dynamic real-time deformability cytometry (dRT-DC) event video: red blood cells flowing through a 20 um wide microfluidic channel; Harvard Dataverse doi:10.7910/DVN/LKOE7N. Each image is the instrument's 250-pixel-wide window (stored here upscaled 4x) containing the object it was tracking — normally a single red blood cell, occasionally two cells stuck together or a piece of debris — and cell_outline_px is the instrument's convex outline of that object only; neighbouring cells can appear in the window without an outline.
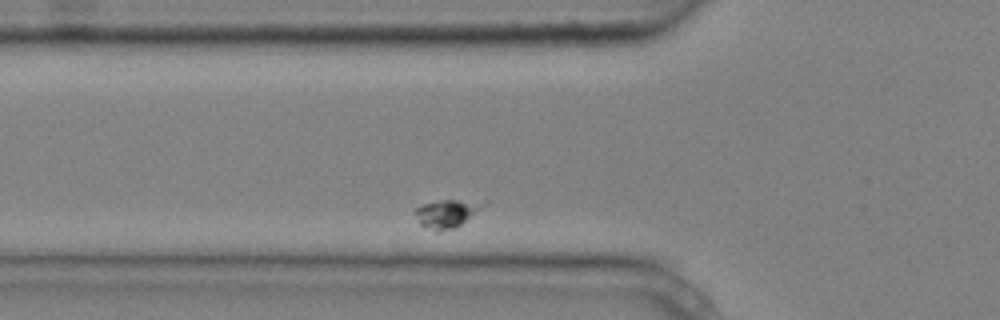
{"species": "common noctule bat (a hibernating species)", "species_latin": "Nyctalus noctula", "temperature_condition": "cold", "stored_images_in_passage": 6, "camera_frame_rate_fps": 3000, "um_per_image_px": 0.085, "animal": {"sex": "male", "body_mass_g": 20.4}, "frame": {"image": 1, "passage_image": 2, "time_ms": 0.333, "image_size_px": [1000, 320], "cell_outline_px": [[488, 204], [456, 228], [440, 232], [436, 232], [420, 224], [416, 212], [416, 208], [424, 204], [444, 200], [488, 200]], "centroid_in_image_um": [38.08, 18.15], "position_along_channel_um": 87.7, "area_um2": 11.21}}
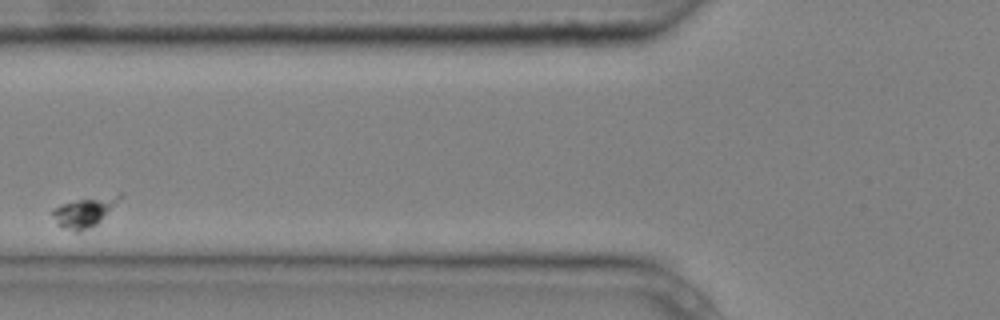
{"frame": {"image": 2, "passage_image": 3, "time_ms": 0.667, "image_size_px": [1000, 320], "cell_outline_px": [[124, 196], [96, 224], [80, 232], [76, 232], [64, 228], [60, 224], [52, 212], [56, 208], [64, 204], [80, 200], [120, 192], [124, 192]], "centroid_in_image_um": [7.29, 17.99], "position_along_channel_um": 118.5, "area_um2": 11.1}}